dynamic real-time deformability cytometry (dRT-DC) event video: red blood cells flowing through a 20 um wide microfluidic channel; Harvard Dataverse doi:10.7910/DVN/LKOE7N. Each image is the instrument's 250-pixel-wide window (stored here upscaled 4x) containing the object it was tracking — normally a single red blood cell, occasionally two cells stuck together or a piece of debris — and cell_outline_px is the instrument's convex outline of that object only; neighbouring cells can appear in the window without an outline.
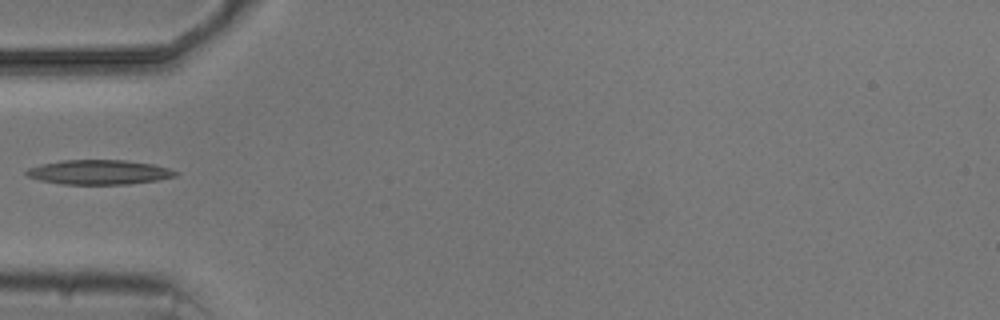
{"species": "common noctule bat (a hibernating species)", "species_latin": "Nyctalus noctula", "temperature_condition": "cold", "stored_images_in_passage": 3, "camera_frame_rate_fps": 3000, "um_per_image_px": 0.085, "animal": {"sex": "male", "body_mass_g": 20.5, "forearm_length_mm": 52.5}, "frame": {"image": 1, "passage_image": 2, "time_ms": 1.333, "image_size_px": [1000, 320], "cell_outline_px": [[180, 172], [176, 176], [156, 180], [128, 184], [60, 184], [40, 180], [28, 176], [24, 172], [28, 168], [60, 160], [124, 160], [152, 164], [168, 168]], "centroid_in_image_um": [8.42, 14.63], "position_along_channel_um": 76.6, "area_um2": 21.21}}
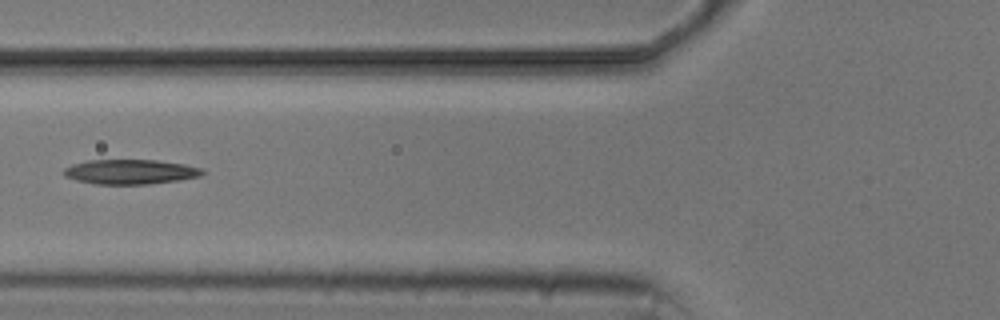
{"frame": {"image": 2, "passage_image": 3, "time_ms": 2.333, "image_size_px": [1000, 320], "cell_outline_px": [[204, 172], [200, 176], [180, 180], [148, 184], [96, 184], [76, 180], [64, 176], [64, 168], [72, 164], [88, 160], [156, 160], [184, 164], [204, 168]], "centroid_in_image_um": [11.09, 14.6], "position_along_channel_um": 114.7, "area_um2": 20.0}}